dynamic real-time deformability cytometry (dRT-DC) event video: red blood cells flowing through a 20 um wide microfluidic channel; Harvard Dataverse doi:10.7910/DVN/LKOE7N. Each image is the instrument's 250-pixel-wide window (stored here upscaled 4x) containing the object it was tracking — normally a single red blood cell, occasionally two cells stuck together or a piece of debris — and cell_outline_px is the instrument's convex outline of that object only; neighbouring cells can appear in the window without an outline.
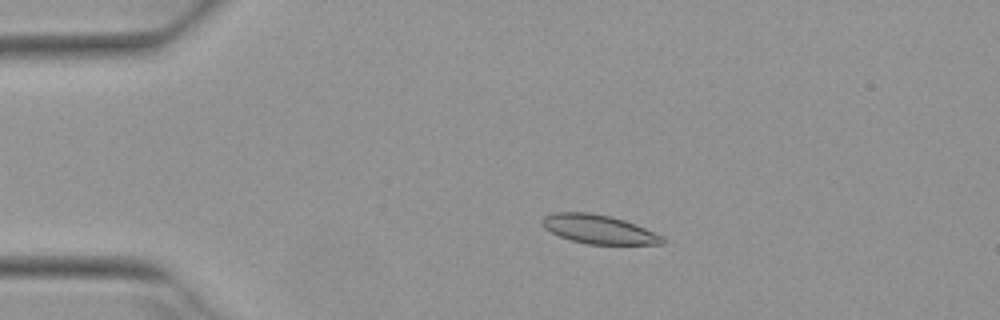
{"species": "Egyptian fruit bat (a non-hibernating species)", "species_latin": "Rousettus aegyptiacus", "temperature_condition": "warm", "stored_images_in_passage": 51, "camera_frame_rate_fps": 3000, "um_per_image_px": 0.085, "animal": {"sex": "female"}, "frame": {"image": 1, "passage_image": 10, "time_ms": 3.0, "image_size_px": [1000, 320], "cell_outline_px": [[664, 244], [588, 244], [572, 240], [560, 236], [544, 228], [540, 220], [544, 216], [556, 212], [588, 212], [608, 216], [624, 220], [636, 224], [660, 236], [664, 240]], "centroid_in_image_um": [50.84, 19.48], "position_along_channel_um": 34.2, "area_um2": 19.88}}
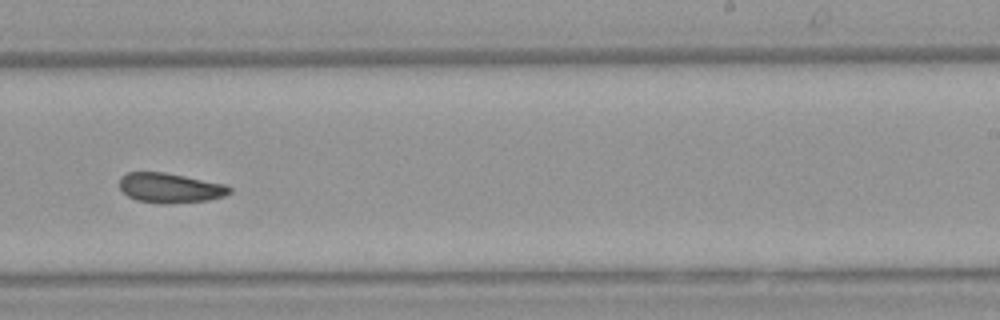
{"frame": {"image": 2, "passage_image": 32, "time_ms": 10.333, "image_size_px": [1000, 320], "cell_outline_px": [[232, 192], [224, 196], [208, 200], [164, 204], [160, 204], [136, 200], [128, 196], [120, 188], [120, 176], [128, 172], [164, 172], [228, 184], [232, 188]], "centroid_in_image_um": [14.49, 15.97], "position_along_channel_um": 274.5, "area_um2": 19.31}}
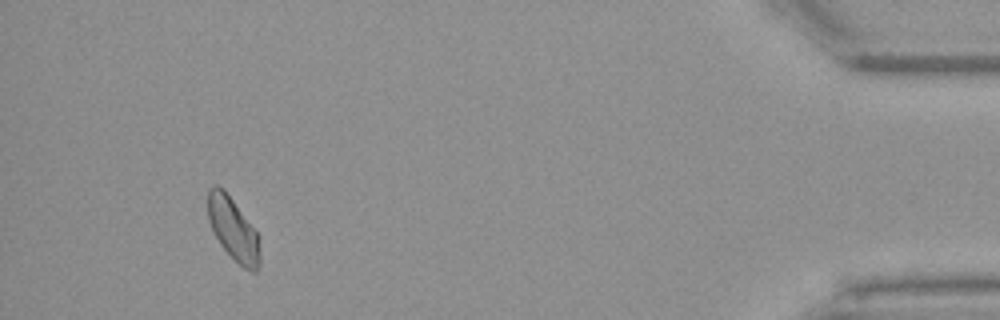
{"frame": {"image": 3, "passage_image": 48, "time_ms": 15.667, "image_size_px": [1000, 320], "cell_outline_px": [[260, 264], [256, 272], [252, 272], [244, 268], [220, 244], [208, 220], [208, 188], [212, 184], [216, 184], [224, 188], [256, 232], [260, 256]], "centroid_in_image_um": [19.79, 19.44], "position_along_channel_um": 415.4, "area_um2": 18.67}, "authors_computed_cell_mechanics": {"area_um2": 19.5364, "velocity_mm_per_s": 3.9233, "shape_relaxation_time_tau1_ms": 3.4673, "shape_relaxation_time_tau2_ms": 3.1579, "deformation_change_tau1": 0.1096, "deformation_change_tau2": 0.1015}}